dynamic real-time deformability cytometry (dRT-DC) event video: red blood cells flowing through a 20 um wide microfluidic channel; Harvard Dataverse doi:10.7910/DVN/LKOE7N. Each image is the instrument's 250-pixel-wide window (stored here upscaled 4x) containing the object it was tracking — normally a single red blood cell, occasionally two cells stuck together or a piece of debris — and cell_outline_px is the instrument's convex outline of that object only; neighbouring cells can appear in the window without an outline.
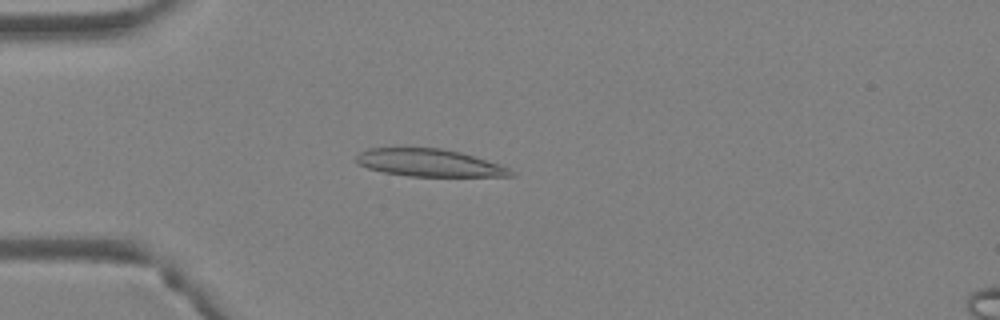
{"species": "Egyptian fruit bat (a non-hibernating species)", "species_latin": "Rousettus aegyptiacus", "temperature_condition": "warm", "stored_images_in_passage": 3, "camera_frame_rate_fps": 3000, "um_per_image_px": 0.085, "animal": {"sex": "female"}, "frame": {"image": 1, "passage_image": 3, "time_ms": 0.667, "image_size_px": [1000, 320], "cell_outline_px": [[516, 176], [408, 176], [384, 172], [368, 168], [360, 164], [356, 160], [356, 156], [360, 152], [368, 148], [440, 148], [460, 152], [500, 164], [516, 172]], "centroid_in_image_um": [36.51, 13.84], "position_along_channel_um": 48.5, "area_um2": 24.57}}